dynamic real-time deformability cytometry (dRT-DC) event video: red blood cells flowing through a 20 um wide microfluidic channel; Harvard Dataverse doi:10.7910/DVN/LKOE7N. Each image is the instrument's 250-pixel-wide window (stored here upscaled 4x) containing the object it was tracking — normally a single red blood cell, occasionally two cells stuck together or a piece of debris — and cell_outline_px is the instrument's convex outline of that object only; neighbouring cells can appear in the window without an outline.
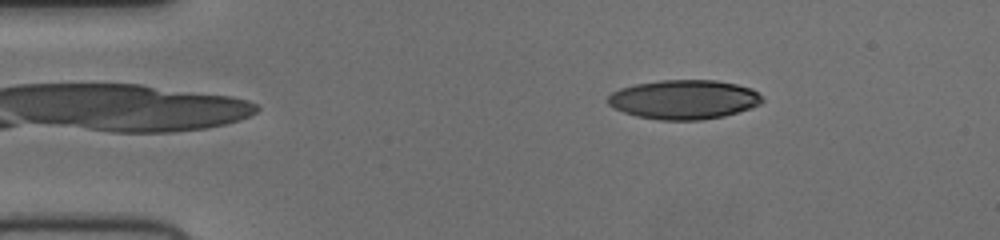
{"species": "human", "species_latin": "Homo sapiens", "temperature_condition": "cold", "stored_images_in_passage": 49, "camera_frame_rate_fps": 3000, "um_per_image_px": 0.085, "donor": {"sex": "female"}, "frame": {"image": 1, "passage_image": 5, "time_ms": 1.333, "image_size_px": [1000, 240], "cell_outline_px": [[764, 100], [760, 104], [724, 116], [700, 120], [660, 120], [636, 116], [624, 112], [608, 104], [608, 96], [612, 92], [620, 88], [636, 84], [660, 80], [716, 80], [736, 84], [752, 88]], "centroid_in_image_um": [58.12, 8.45], "position_along_channel_um": 26.9, "area_um2": 35.14}}
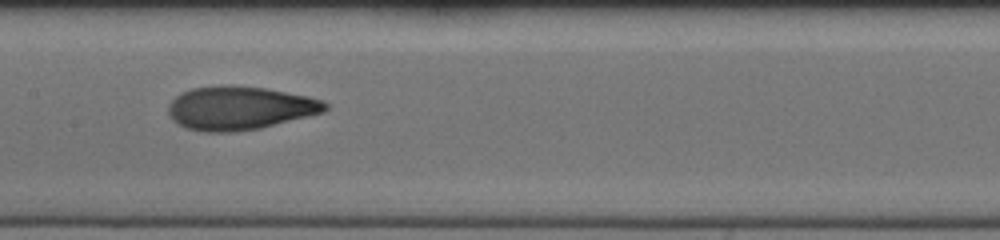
{"frame": {"image": 2, "passage_image": 23, "time_ms": 7.333, "image_size_px": [1000, 240], "cell_outline_px": [[328, 108], [324, 112], [260, 128], [236, 132], [204, 132], [184, 128], [172, 120], [168, 112], [168, 104], [180, 92], [192, 88], [224, 84], [232, 84], [264, 88], [308, 96], [320, 100], [328, 104]], "centroid_in_image_um": [20.32, 9.18], "position_along_channel_um": 187.1, "area_um2": 40.06}}
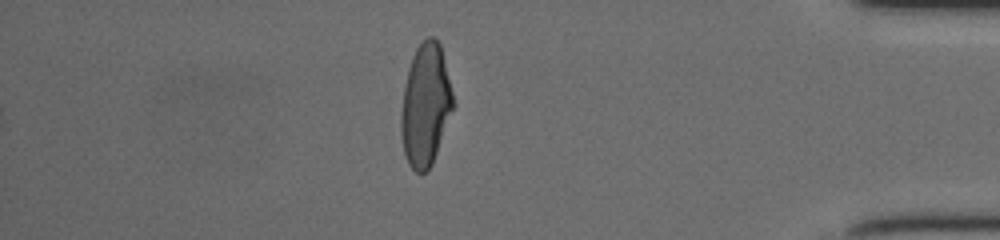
{"frame": {"image": 3, "passage_image": 42, "time_ms": 13.667, "image_size_px": [1000, 240], "cell_outline_px": [[456, 104], [432, 164], [428, 172], [416, 172], [408, 164], [404, 152], [400, 132], [400, 112], [404, 84], [408, 68], [412, 56], [416, 48], [428, 36], [432, 36], [440, 44]], "centroid_in_image_um": [36.17, 8.94], "position_along_channel_um": 399.0, "area_um2": 37.51}}